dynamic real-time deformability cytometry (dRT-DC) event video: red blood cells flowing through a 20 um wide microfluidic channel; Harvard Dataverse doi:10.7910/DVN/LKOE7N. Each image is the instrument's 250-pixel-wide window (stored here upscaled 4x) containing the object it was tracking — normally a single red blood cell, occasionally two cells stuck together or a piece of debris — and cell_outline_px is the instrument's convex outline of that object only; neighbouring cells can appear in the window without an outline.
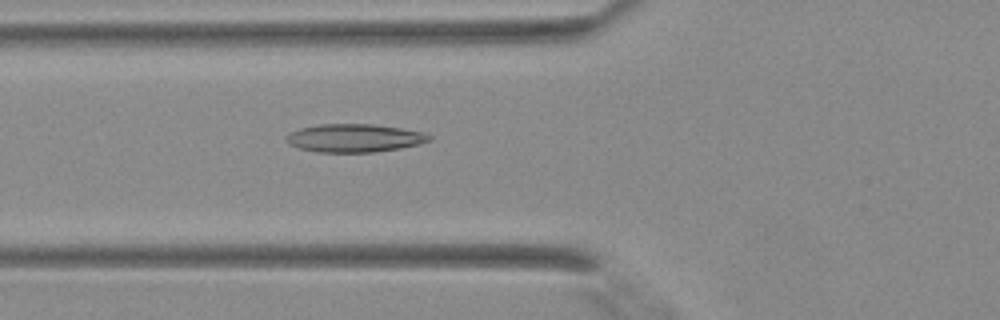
{"species": "Egyptian fruit bat (a non-hibernating species)", "species_latin": "Rousettus aegyptiacus", "temperature_condition": "warm", "stored_images_in_passage": 41, "camera_frame_rate_fps": 3000, "um_per_image_px": 0.085, "animal": {"sex": "female"}, "frame": {"image": 1, "passage_image": 15, "time_ms": 4.667, "image_size_px": [1000, 320], "cell_outline_px": [[432, 140], [400, 148], [372, 152], [316, 152], [300, 148], [288, 144], [284, 140], [284, 136], [288, 132], [300, 128], [320, 124], [372, 124], [400, 128], [424, 132], [432, 136]], "centroid_in_image_um": [30.07, 11.73], "position_along_channel_um": 95.7, "area_um2": 23.52}}
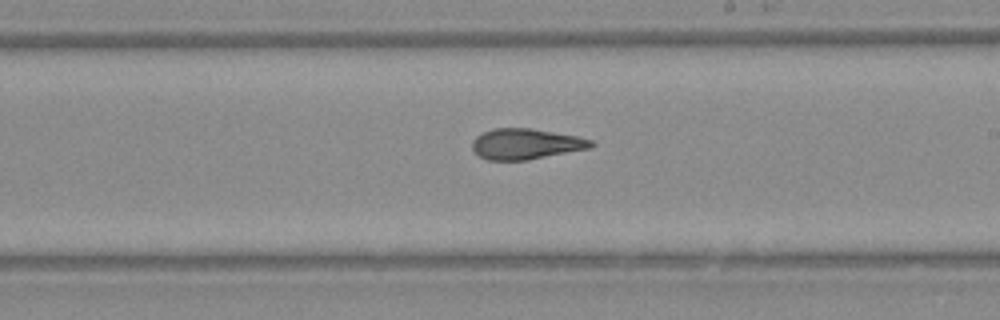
{"frame": {"image": 2, "passage_image": 24, "time_ms": 7.667, "image_size_px": [1000, 320], "cell_outline_px": [[596, 144], [592, 148], [528, 160], [488, 160], [480, 156], [472, 148], [472, 140], [476, 136], [492, 128], [532, 128], [576, 136], [592, 140]], "centroid_in_image_um": [44.72, 12.23], "position_along_channel_um": 244.3, "area_um2": 21.33}}
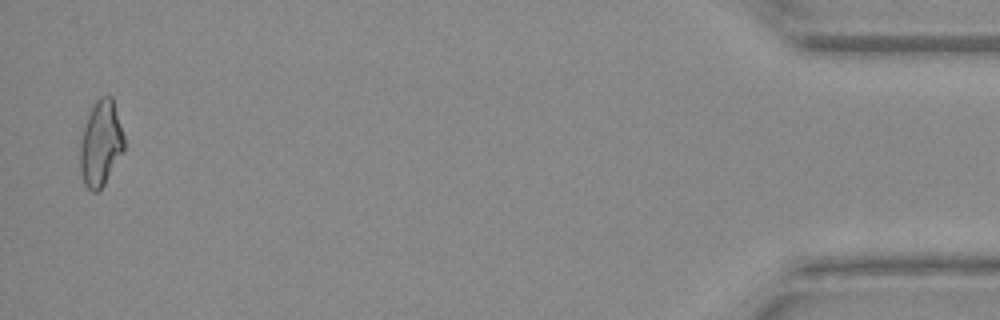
{"frame": {"image": 3, "passage_image": 40, "time_ms": 13.0, "image_size_px": [1000, 320], "cell_outline_px": [[124, 152], [104, 184], [96, 192], [92, 192], [84, 184], [80, 172], [80, 144], [84, 128], [88, 116], [96, 100], [100, 96], [112, 96], [124, 136]], "centroid_in_image_um": [8.57, 12.21], "position_along_channel_um": 426.6, "area_um2": 21.79}}